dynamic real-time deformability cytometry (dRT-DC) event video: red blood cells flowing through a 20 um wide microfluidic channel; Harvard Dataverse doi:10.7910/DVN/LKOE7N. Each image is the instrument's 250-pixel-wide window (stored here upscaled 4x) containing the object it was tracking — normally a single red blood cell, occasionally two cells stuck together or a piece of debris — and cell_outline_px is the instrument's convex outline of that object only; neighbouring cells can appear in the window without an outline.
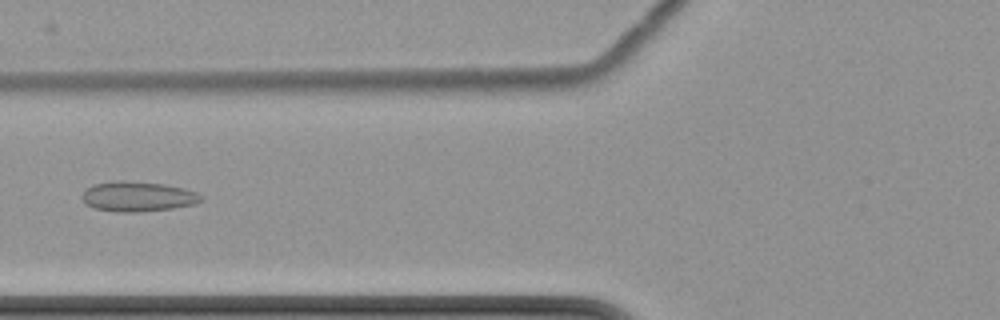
{"species": "common noctule bat (a hibernating species)", "species_latin": "Nyctalus noctula", "temperature_condition": "cold", "stored_images_in_passage": 10, "camera_frame_rate_fps": 3000, "um_per_image_px": 0.085, "animal": {"sex": "female", "body_mass_g": 22.7, "forearm_length_mm": 54.2}, "frame": {"image": 1, "passage_image": 5, "time_ms": 5.0, "image_size_px": [1000, 320], "cell_outline_px": [[204, 196], [196, 204], [172, 208], [136, 212], [116, 212], [92, 208], [84, 204], [80, 196], [84, 188], [92, 184], [116, 180], [124, 180], [164, 184], [184, 188], [196, 192]], "centroid_in_image_um": [11.63, 16.69], "position_along_channel_um": 114.2, "area_um2": 21.21}}
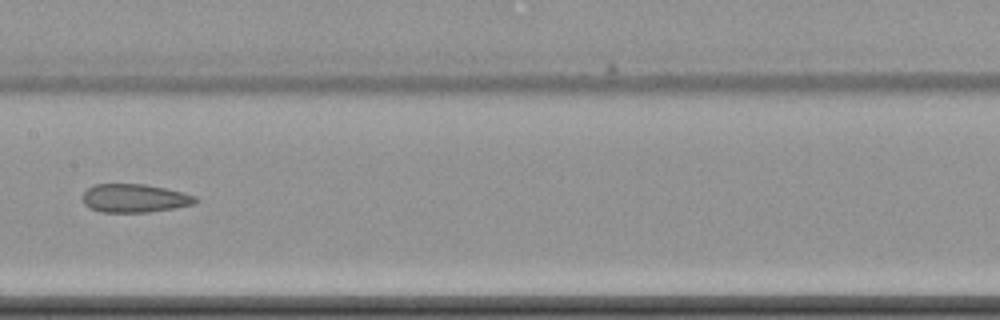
{"frame": {"image": 2, "passage_image": 7, "time_ms": 7.333, "image_size_px": [1000, 320], "cell_outline_px": [[200, 200], [196, 204], [148, 212], [100, 212], [84, 204], [80, 196], [88, 188], [96, 184], [144, 184], [164, 188], [196, 196]], "centroid_in_image_um": [11.43, 16.85], "position_along_channel_um": 196.0, "area_um2": 18.67}}
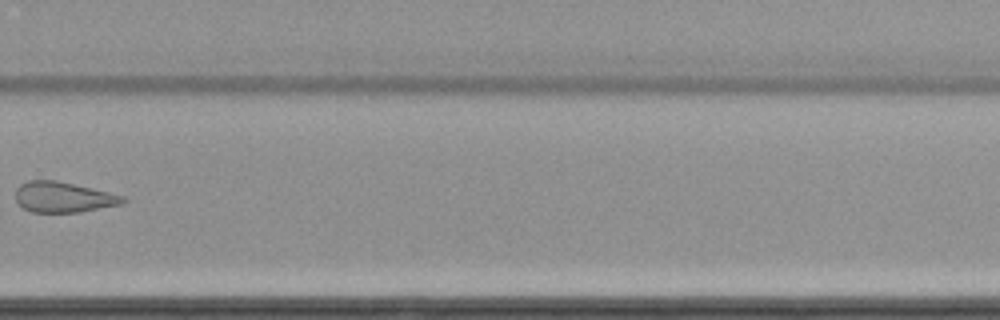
{"frame": {"image": 3, "passage_image": 10, "time_ms": 11.0, "image_size_px": [1000, 320], "cell_outline_px": [[128, 200], [124, 204], [80, 212], [32, 212], [24, 208], [16, 200], [16, 188], [20, 184], [28, 180], [56, 180], [92, 188], [124, 196]], "centroid_in_image_um": [5.41, 16.75], "position_along_channel_um": 324.4, "area_um2": 19.13}}